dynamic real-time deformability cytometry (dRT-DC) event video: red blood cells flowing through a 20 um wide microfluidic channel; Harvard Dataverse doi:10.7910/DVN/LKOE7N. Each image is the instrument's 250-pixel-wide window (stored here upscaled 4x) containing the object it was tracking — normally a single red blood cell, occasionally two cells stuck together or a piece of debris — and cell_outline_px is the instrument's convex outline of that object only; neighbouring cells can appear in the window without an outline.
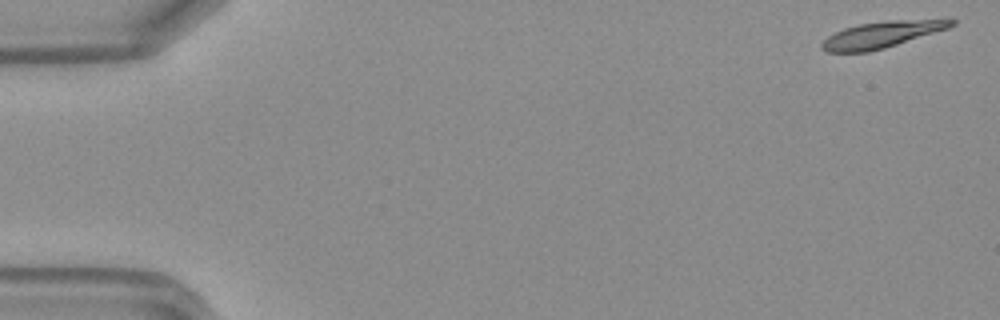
{"species": "Egyptian fruit bat (a non-hibernating species)", "species_latin": "Rousettus aegyptiacus", "temperature_condition": "warm", "stored_images_in_passage": 10, "camera_frame_rate_fps": 3000, "um_per_image_px": 0.085, "frame": {"image": 1, "passage_image": 1, "time_ms": 0.0, "image_size_px": [1000, 320], "cell_outline_px": [[956, 24], [948, 28], [884, 48], [868, 52], [828, 52], [820, 48], [820, 44], [828, 36], [844, 28], [856, 24], [888, 20], [948, 16], [956, 20]], "centroid_in_image_um": [75.08, 2.88], "position_along_channel_um": 9.9, "area_um2": 20.58}}